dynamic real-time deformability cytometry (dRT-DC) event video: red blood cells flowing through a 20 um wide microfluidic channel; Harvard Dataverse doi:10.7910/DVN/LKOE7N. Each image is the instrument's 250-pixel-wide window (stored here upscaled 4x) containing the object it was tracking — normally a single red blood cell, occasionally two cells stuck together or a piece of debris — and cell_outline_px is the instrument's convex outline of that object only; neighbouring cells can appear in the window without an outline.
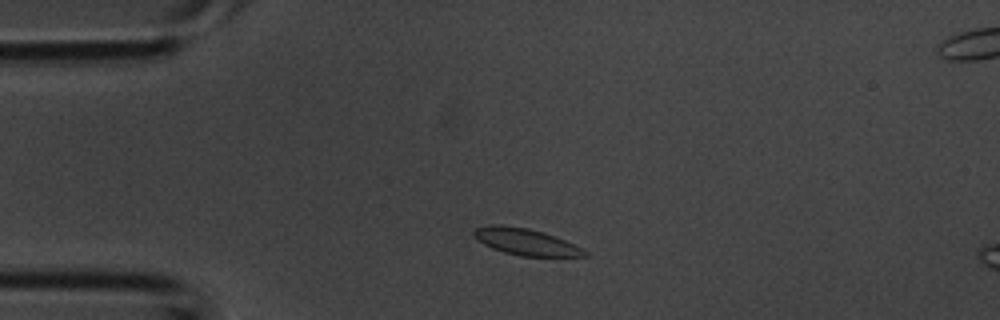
{"species": "common noctule bat (a hibernating species)", "species_latin": "Nyctalus noctula", "temperature_condition": "room temperature", "stored_images_in_passage": 2, "camera_frame_rate_fps": 3000, "um_per_image_px": 0.085, "animal": {"sex": "male", "body_mass_g": 20.1, "forearm_length_mm": 53.5}, "frame": {"image": 1, "passage_image": 1, "time_ms": 0.0, "image_size_px": [1000, 320], "cell_outline_px": [[588, 256], [520, 256], [504, 252], [492, 248], [476, 240], [472, 236], [472, 232], [476, 228], [488, 224], [500, 224], [528, 228], [544, 232], [556, 236], [588, 252]], "centroid_in_image_um": [44.62, 20.53], "position_along_channel_um": 40.4, "area_um2": 17.22}}